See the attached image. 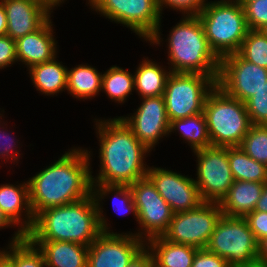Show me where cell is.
<instances>
[{
  "mask_svg": "<svg viewBox=\"0 0 267 267\" xmlns=\"http://www.w3.org/2000/svg\"><path fill=\"white\" fill-rule=\"evenodd\" d=\"M68 150L57 161L28 179L34 216L46 209L73 203L92 194V151L82 147Z\"/></svg>",
  "mask_w": 267,
  "mask_h": 267,
  "instance_id": "6da1fadb",
  "label": "cell"
},
{
  "mask_svg": "<svg viewBox=\"0 0 267 267\" xmlns=\"http://www.w3.org/2000/svg\"><path fill=\"white\" fill-rule=\"evenodd\" d=\"M99 139L100 165L92 183L130 185L146 177L149 166L144 161L151 152L120 117L94 118Z\"/></svg>",
  "mask_w": 267,
  "mask_h": 267,
  "instance_id": "7a4b0ae2",
  "label": "cell"
},
{
  "mask_svg": "<svg viewBox=\"0 0 267 267\" xmlns=\"http://www.w3.org/2000/svg\"><path fill=\"white\" fill-rule=\"evenodd\" d=\"M102 230L93 193L79 201L39 212L31 230L30 241H66L89 246Z\"/></svg>",
  "mask_w": 267,
  "mask_h": 267,
  "instance_id": "3957f363",
  "label": "cell"
},
{
  "mask_svg": "<svg viewBox=\"0 0 267 267\" xmlns=\"http://www.w3.org/2000/svg\"><path fill=\"white\" fill-rule=\"evenodd\" d=\"M171 72L211 76L216 82L220 59L210 48L198 16H183L167 36Z\"/></svg>",
  "mask_w": 267,
  "mask_h": 267,
  "instance_id": "277c9868",
  "label": "cell"
},
{
  "mask_svg": "<svg viewBox=\"0 0 267 267\" xmlns=\"http://www.w3.org/2000/svg\"><path fill=\"white\" fill-rule=\"evenodd\" d=\"M197 16L210 48L219 59L238 53L249 31L243 6L235 0L207 1Z\"/></svg>",
  "mask_w": 267,
  "mask_h": 267,
  "instance_id": "5b68a950",
  "label": "cell"
},
{
  "mask_svg": "<svg viewBox=\"0 0 267 267\" xmlns=\"http://www.w3.org/2000/svg\"><path fill=\"white\" fill-rule=\"evenodd\" d=\"M203 113L214 147H239L252 125L245 103L217 85L207 95Z\"/></svg>",
  "mask_w": 267,
  "mask_h": 267,
  "instance_id": "8992f818",
  "label": "cell"
},
{
  "mask_svg": "<svg viewBox=\"0 0 267 267\" xmlns=\"http://www.w3.org/2000/svg\"><path fill=\"white\" fill-rule=\"evenodd\" d=\"M91 9L111 22L122 24L139 38L161 45V14L157 0H87Z\"/></svg>",
  "mask_w": 267,
  "mask_h": 267,
  "instance_id": "52a82bcc",
  "label": "cell"
},
{
  "mask_svg": "<svg viewBox=\"0 0 267 267\" xmlns=\"http://www.w3.org/2000/svg\"><path fill=\"white\" fill-rule=\"evenodd\" d=\"M206 249L224 258L230 267L257 262L258 242L244 217L222 215Z\"/></svg>",
  "mask_w": 267,
  "mask_h": 267,
  "instance_id": "ba28073f",
  "label": "cell"
},
{
  "mask_svg": "<svg viewBox=\"0 0 267 267\" xmlns=\"http://www.w3.org/2000/svg\"><path fill=\"white\" fill-rule=\"evenodd\" d=\"M215 86L211 76L171 72L163 94L169 121L203 113L206 97Z\"/></svg>",
  "mask_w": 267,
  "mask_h": 267,
  "instance_id": "9c48e42d",
  "label": "cell"
},
{
  "mask_svg": "<svg viewBox=\"0 0 267 267\" xmlns=\"http://www.w3.org/2000/svg\"><path fill=\"white\" fill-rule=\"evenodd\" d=\"M222 215L219 203L212 202H203L186 212L173 213L169 229L163 237L172 243L206 248Z\"/></svg>",
  "mask_w": 267,
  "mask_h": 267,
  "instance_id": "30bf717a",
  "label": "cell"
},
{
  "mask_svg": "<svg viewBox=\"0 0 267 267\" xmlns=\"http://www.w3.org/2000/svg\"><path fill=\"white\" fill-rule=\"evenodd\" d=\"M129 186L133 193L139 224L138 232L133 234L145 242L153 237L163 236L169 229L173 216L169 204L160 196L147 176Z\"/></svg>",
  "mask_w": 267,
  "mask_h": 267,
  "instance_id": "8fae6325",
  "label": "cell"
},
{
  "mask_svg": "<svg viewBox=\"0 0 267 267\" xmlns=\"http://www.w3.org/2000/svg\"><path fill=\"white\" fill-rule=\"evenodd\" d=\"M196 179L203 202L220 203L234 182L228 160V147H208L193 152Z\"/></svg>",
  "mask_w": 267,
  "mask_h": 267,
  "instance_id": "7c38bea8",
  "label": "cell"
},
{
  "mask_svg": "<svg viewBox=\"0 0 267 267\" xmlns=\"http://www.w3.org/2000/svg\"><path fill=\"white\" fill-rule=\"evenodd\" d=\"M267 82V69L245 60L239 53L220 59L216 85L226 94L246 102Z\"/></svg>",
  "mask_w": 267,
  "mask_h": 267,
  "instance_id": "4fadbf2b",
  "label": "cell"
},
{
  "mask_svg": "<svg viewBox=\"0 0 267 267\" xmlns=\"http://www.w3.org/2000/svg\"><path fill=\"white\" fill-rule=\"evenodd\" d=\"M145 246L132 232H102L89 245L87 267H127Z\"/></svg>",
  "mask_w": 267,
  "mask_h": 267,
  "instance_id": "5bb4252c",
  "label": "cell"
},
{
  "mask_svg": "<svg viewBox=\"0 0 267 267\" xmlns=\"http://www.w3.org/2000/svg\"><path fill=\"white\" fill-rule=\"evenodd\" d=\"M142 103L128 116H119L132 130L136 138L150 151L159 140L169 136L170 121L163 95L141 98Z\"/></svg>",
  "mask_w": 267,
  "mask_h": 267,
  "instance_id": "9a60e30c",
  "label": "cell"
},
{
  "mask_svg": "<svg viewBox=\"0 0 267 267\" xmlns=\"http://www.w3.org/2000/svg\"><path fill=\"white\" fill-rule=\"evenodd\" d=\"M146 176L169 204L173 213L186 212L203 203L194 178L188 175L153 165L148 168Z\"/></svg>",
  "mask_w": 267,
  "mask_h": 267,
  "instance_id": "2e32d148",
  "label": "cell"
},
{
  "mask_svg": "<svg viewBox=\"0 0 267 267\" xmlns=\"http://www.w3.org/2000/svg\"><path fill=\"white\" fill-rule=\"evenodd\" d=\"M7 17L6 35L16 40L38 30L53 10L41 0H0Z\"/></svg>",
  "mask_w": 267,
  "mask_h": 267,
  "instance_id": "e0dca14e",
  "label": "cell"
},
{
  "mask_svg": "<svg viewBox=\"0 0 267 267\" xmlns=\"http://www.w3.org/2000/svg\"><path fill=\"white\" fill-rule=\"evenodd\" d=\"M17 184L0 185V208L18 227L9 243L24 239L31 230L35 219L30 205L28 182Z\"/></svg>",
  "mask_w": 267,
  "mask_h": 267,
  "instance_id": "ac0fdd59",
  "label": "cell"
},
{
  "mask_svg": "<svg viewBox=\"0 0 267 267\" xmlns=\"http://www.w3.org/2000/svg\"><path fill=\"white\" fill-rule=\"evenodd\" d=\"M51 17L35 32L15 40L16 57L27 69L57 56V41Z\"/></svg>",
  "mask_w": 267,
  "mask_h": 267,
  "instance_id": "d6986e66",
  "label": "cell"
},
{
  "mask_svg": "<svg viewBox=\"0 0 267 267\" xmlns=\"http://www.w3.org/2000/svg\"><path fill=\"white\" fill-rule=\"evenodd\" d=\"M266 183L234 180L227 195L219 203L222 214L245 217L255 210Z\"/></svg>",
  "mask_w": 267,
  "mask_h": 267,
  "instance_id": "ffe728a7",
  "label": "cell"
},
{
  "mask_svg": "<svg viewBox=\"0 0 267 267\" xmlns=\"http://www.w3.org/2000/svg\"><path fill=\"white\" fill-rule=\"evenodd\" d=\"M43 253L46 267H87L89 246L66 241H31Z\"/></svg>",
  "mask_w": 267,
  "mask_h": 267,
  "instance_id": "44dd1931",
  "label": "cell"
},
{
  "mask_svg": "<svg viewBox=\"0 0 267 267\" xmlns=\"http://www.w3.org/2000/svg\"><path fill=\"white\" fill-rule=\"evenodd\" d=\"M92 193L95 197L98 211H99V224L102 232H113L110 230L111 226L107 221L106 215L103 213V201L106 196H113V210L116 214H129L132 212L133 216L137 221V212L133 199V193L129 185H117V184H103V183H92ZM116 199V200H115ZM119 199V200H118ZM117 201V202H116ZM102 204V205H101Z\"/></svg>",
  "mask_w": 267,
  "mask_h": 267,
  "instance_id": "7402d4cb",
  "label": "cell"
},
{
  "mask_svg": "<svg viewBox=\"0 0 267 267\" xmlns=\"http://www.w3.org/2000/svg\"><path fill=\"white\" fill-rule=\"evenodd\" d=\"M28 70L32 85L39 93L52 96L67 90L68 68L58 61L57 56L50 61L36 64Z\"/></svg>",
  "mask_w": 267,
  "mask_h": 267,
  "instance_id": "603a6c76",
  "label": "cell"
},
{
  "mask_svg": "<svg viewBox=\"0 0 267 267\" xmlns=\"http://www.w3.org/2000/svg\"><path fill=\"white\" fill-rule=\"evenodd\" d=\"M146 248L152 258L164 267H191L197 248L190 245L172 243L163 236L146 241Z\"/></svg>",
  "mask_w": 267,
  "mask_h": 267,
  "instance_id": "cb8c5ba5",
  "label": "cell"
},
{
  "mask_svg": "<svg viewBox=\"0 0 267 267\" xmlns=\"http://www.w3.org/2000/svg\"><path fill=\"white\" fill-rule=\"evenodd\" d=\"M170 74L171 71L165 66L145 57L133 74L134 90L141 98L161 96L164 94Z\"/></svg>",
  "mask_w": 267,
  "mask_h": 267,
  "instance_id": "d4e9b609",
  "label": "cell"
},
{
  "mask_svg": "<svg viewBox=\"0 0 267 267\" xmlns=\"http://www.w3.org/2000/svg\"><path fill=\"white\" fill-rule=\"evenodd\" d=\"M102 72L88 64H79L67 70V92L77 99H91L101 91Z\"/></svg>",
  "mask_w": 267,
  "mask_h": 267,
  "instance_id": "484cf974",
  "label": "cell"
},
{
  "mask_svg": "<svg viewBox=\"0 0 267 267\" xmlns=\"http://www.w3.org/2000/svg\"><path fill=\"white\" fill-rule=\"evenodd\" d=\"M174 132L179 133L193 152L212 146L204 113L171 121L169 135Z\"/></svg>",
  "mask_w": 267,
  "mask_h": 267,
  "instance_id": "4316f807",
  "label": "cell"
},
{
  "mask_svg": "<svg viewBox=\"0 0 267 267\" xmlns=\"http://www.w3.org/2000/svg\"><path fill=\"white\" fill-rule=\"evenodd\" d=\"M228 160L234 180L267 183V167L240 147H228Z\"/></svg>",
  "mask_w": 267,
  "mask_h": 267,
  "instance_id": "83f0119b",
  "label": "cell"
},
{
  "mask_svg": "<svg viewBox=\"0 0 267 267\" xmlns=\"http://www.w3.org/2000/svg\"><path fill=\"white\" fill-rule=\"evenodd\" d=\"M134 91V75L129 70L113 65L102 74L101 92L109 99L124 104Z\"/></svg>",
  "mask_w": 267,
  "mask_h": 267,
  "instance_id": "f1b7e54d",
  "label": "cell"
},
{
  "mask_svg": "<svg viewBox=\"0 0 267 267\" xmlns=\"http://www.w3.org/2000/svg\"><path fill=\"white\" fill-rule=\"evenodd\" d=\"M0 254L12 267H46L42 251L27 237L8 243L7 247L0 250Z\"/></svg>",
  "mask_w": 267,
  "mask_h": 267,
  "instance_id": "f546056e",
  "label": "cell"
},
{
  "mask_svg": "<svg viewBox=\"0 0 267 267\" xmlns=\"http://www.w3.org/2000/svg\"><path fill=\"white\" fill-rule=\"evenodd\" d=\"M238 53L245 60L267 69V37L260 30L249 29Z\"/></svg>",
  "mask_w": 267,
  "mask_h": 267,
  "instance_id": "4dcf8cb0",
  "label": "cell"
},
{
  "mask_svg": "<svg viewBox=\"0 0 267 267\" xmlns=\"http://www.w3.org/2000/svg\"><path fill=\"white\" fill-rule=\"evenodd\" d=\"M249 157L267 167V125H251L239 146Z\"/></svg>",
  "mask_w": 267,
  "mask_h": 267,
  "instance_id": "1f68e13d",
  "label": "cell"
},
{
  "mask_svg": "<svg viewBox=\"0 0 267 267\" xmlns=\"http://www.w3.org/2000/svg\"><path fill=\"white\" fill-rule=\"evenodd\" d=\"M253 125H267V82L245 102Z\"/></svg>",
  "mask_w": 267,
  "mask_h": 267,
  "instance_id": "d6a6232c",
  "label": "cell"
},
{
  "mask_svg": "<svg viewBox=\"0 0 267 267\" xmlns=\"http://www.w3.org/2000/svg\"><path fill=\"white\" fill-rule=\"evenodd\" d=\"M246 22L251 30H261L267 25V0H254L243 5Z\"/></svg>",
  "mask_w": 267,
  "mask_h": 267,
  "instance_id": "836d02e7",
  "label": "cell"
},
{
  "mask_svg": "<svg viewBox=\"0 0 267 267\" xmlns=\"http://www.w3.org/2000/svg\"><path fill=\"white\" fill-rule=\"evenodd\" d=\"M208 0H157L158 9L162 16V11L166 8L181 12L182 16H197L205 7ZM165 8V9H164Z\"/></svg>",
  "mask_w": 267,
  "mask_h": 267,
  "instance_id": "e575fe53",
  "label": "cell"
},
{
  "mask_svg": "<svg viewBox=\"0 0 267 267\" xmlns=\"http://www.w3.org/2000/svg\"><path fill=\"white\" fill-rule=\"evenodd\" d=\"M4 122L5 121H3L2 123V121H0V159L1 160L4 159V162L6 163L9 161V159L10 162L13 159L12 162L15 164V162L17 163L19 161L18 158L20 157V155H22L20 151L16 149L19 148L17 146L19 145L18 143L20 142L19 140L13 139V137H11L12 135L9 132H7L8 131L7 129H5L7 123L5 124Z\"/></svg>",
  "mask_w": 267,
  "mask_h": 267,
  "instance_id": "d590c367",
  "label": "cell"
},
{
  "mask_svg": "<svg viewBox=\"0 0 267 267\" xmlns=\"http://www.w3.org/2000/svg\"><path fill=\"white\" fill-rule=\"evenodd\" d=\"M257 242L267 237V212L251 211L244 217Z\"/></svg>",
  "mask_w": 267,
  "mask_h": 267,
  "instance_id": "8d00e7d4",
  "label": "cell"
},
{
  "mask_svg": "<svg viewBox=\"0 0 267 267\" xmlns=\"http://www.w3.org/2000/svg\"><path fill=\"white\" fill-rule=\"evenodd\" d=\"M191 267H230L227 261L208 251L206 248L198 249Z\"/></svg>",
  "mask_w": 267,
  "mask_h": 267,
  "instance_id": "74e56055",
  "label": "cell"
},
{
  "mask_svg": "<svg viewBox=\"0 0 267 267\" xmlns=\"http://www.w3.org/2000/svg\"><path fill=\"white\" fill-rule=\"evenodd\" d=\"M15 62L18 63L15 40L7 35L0 36V69L10 67Z\"/></svg>",
  "mask_w": 267,
  "mask_h": 267,
  "instance_id": "f35d334b",
  "label": "cell"
},
{
  "mask_svg": "<svg viewBox=\"0 0 267 267\" xmlns=\"http://www.w3.org/2000/svg\"><path fill=\"white\" fill-rule=\"evenodd\" d=\"M152 254L146 246L132 259L127 267H151Z\"/></svg>",
  "mask_w": 267,
  "mask_h": 267,
  "instance_id": "ab89813d",
  "label": "cell"
},
{
  "mask_svg": "<svg viewBox=\"0 0 267 267\" xmlns=\"http://www.w3.org/2000/svg\"><path fill=\"white\" fill-rule=\"evenodd\" d=\"M257 262L267 266V237L258 242Z\"/></svg>",
  "mask_w": 267,
  "mask_h": 267,
  "instance_id": "60d3db41",
  "label": "cell"
},
{
  "mask_svg": "<svg viewBox=\"0 0 267 267\" xmlns=\"http://www.w3.org/2000/svg\"><path fill=\"white\" fill-rule=\"evenodd\" d=\"M255 211L267 212V183L262 190L261 197L257 202Z\"/></svg>",
  "mask_w": 267,
  "mask_h": 267,
  "instance_id": "b9f144b4",
  "label": "cell"
},
{
  "mask_svg": "<svg viewBox=\"0 0 267 267\" xmlns=\"http://www.w3.org/2000/svg\"><path fill=\"white\" fill-rule=\"evenodd\" d=\"M7 32V17L5 8L0 1V36L6 35Z\"/></svg>",
  "mask_w": 267,
  "mask_h": 267,
  "instance_id": "7bdbcfd3",
  "label": "cell"
},
{
  "mask_svg": "<svg viewBox=\"0 0 267 267\" xmlns=\"http://www.w3.org/2000/svg\"><path fill=\"white\" fill-rule=\"evenodd\" d=\"M12 226L17 227L0 208V229L13 228Z\"/></svg>",
  "mask_w": 267,
  "mask_h": 267,
  "instance_id": "ee69618b",
  "label": "cell"
},
{
  "mask_svg": "<svg viewBox=\"0 0 267 267\" xmlns=\"http://www.w3.org/2000/svg\"><path fill=\"white\" fill-rule=\"evenodd\" d=\"M43 1L45 4H47L52 10L57 9L58 6L61 5V3L63 4L65 1L67 0H41ZM56 7V8H54Z\"/></svg>",
  "mask_w": 267,
  "mask_h": 267,
  "instance_id": "f6af8a7d",
  "label": "cell"
},
{
  "mask_svg": "<svg viewBox=\"0 0 267 267\" xmlns=\"http://www.w3.org/2000/svg\"><path fill=\"white\" fill-rule=\"evenodd\" d=\"M0 267H12L11 264L0 254Z\"/></svg>",
  "mask_w": 267,
  "mask_h": 267,
  "instance_id": "bcb514c9",
  "label": "cell"
},
{
  "mask_svg": "<svg viewBox=\"0 0 267 267\" xmlns=\"http://www.w3.org/2000/svg\"><path fill=\"white\" fill-rule=\"evenodd\" d=\"M237 267H267L266 265L260 263V262H255L252 264H248V265H242V266H237Z\"/></svg>",
  "mask_w": 267,
  "mask_h": 267,
  "instance_id": "7dc6e473",
  "label": "cell"
},
{
  "mask_svg": "<svg viewBox=\"0 0 267 267\" xmlns=\"http://www.w3.org/2000/svg\"><path fill=\"white\" fill-rule=\"evenodd\" d=\"M235 1H237L241 6H243L245 3L254 1V0H235Z\"/></svg>",
  "mask_w": 267,
  "mask_h": 267,
  "instance_id": "c3c4849f",
  "label": "cell"
},
{
  "mask_svg": "<svg viewBox=\"0 0 267 267\" xmlns=\"http://www.w3.org/2000/svg\"><path fill=\"white\" fill-rule=\"evenodd\" d=\"M151 267H164V266L159 265V264L152 258V264H151Z\"/></svg>",
  "mask_w": 267,
  "mask_h": 267,
  "instance_id": "681fc988",
  "label": "cell"
},
{
  "mask_svg": "<svg viewBox=\"0 0 267 267\" xmlns=\"http://www.w3.org/2000/svg\"><path fill=\"white\" fill-rule=\"evenodd\" d=\"M267 37V25L260 30Z\"/></svg>",
  "mask_w": 267,
  "mask_h": 267,
  "instance_id": "f907efd6",
  "label": "cell"
},
{
  "mask_svg": "<svg viewBox=\"0 0 267 267\" xmlns=\"http://www.w3.org/2000/svg\"><path fill=\"white\" fill-rule=\"evenodd\" d=\"M2 117H3V113L1 114V112H0V119H1V120H2ZM1 120H0V121H1Z\"/></svg>",
  "mask_w": 267,
  "mask_h": 267,
  "instance_id": "816d5d0a",
  "label": "cell"
}]
</instances>
